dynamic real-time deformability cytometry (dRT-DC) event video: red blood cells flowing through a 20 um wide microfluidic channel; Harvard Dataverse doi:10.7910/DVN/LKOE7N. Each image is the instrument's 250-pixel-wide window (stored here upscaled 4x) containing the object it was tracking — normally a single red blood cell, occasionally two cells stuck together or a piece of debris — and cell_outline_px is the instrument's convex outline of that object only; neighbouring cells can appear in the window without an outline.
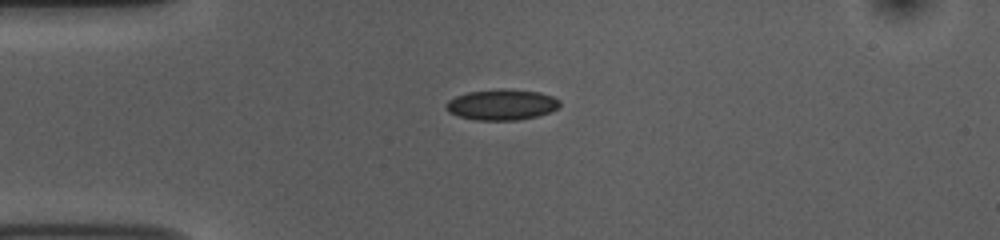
{"species": "common noctule bat (a hibernating species)", "species_latin": "Nyctalus noctula", "temperature_condition": "room temperature", "stored_images_in_passage": 41, "camera_frame_rate_fps": 3000, "um_per_image_px": 0.085, "animal": {"sex": "female", "body_mass_g": 10.0, "forearm_length_mm": 53.1}, "frame": {"image": 1, "passage_image": 1, "time_ms": 0.0, "image_size_px": [1000, 240], "cell_outline_px": [[560, 104], [556, 108], [548, 112], [536, 116], [516, 120], [476, 120], [460, 116], [448, 112], [444, 108], [444, 104], [448, 100], [456, 96], [468, 92], [504, 88], [540, 92], [552, 96], [560, 100]], "centroid_in_image_um": [42.61, 8.89], "position_along_channel_um": 42.4, "area_um2": 20.35}}
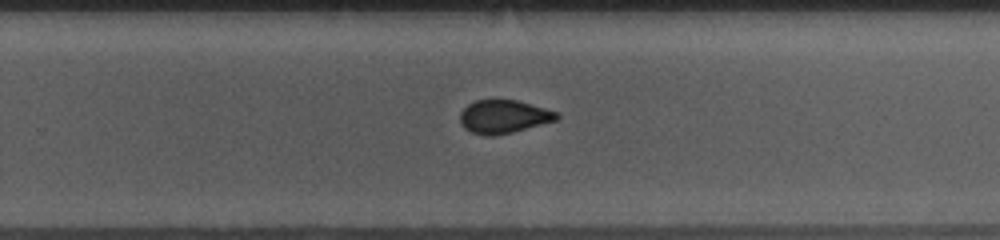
{"frame": {"image": 2, "passage_image": 22, "time_ms": 7.0, "image_size_px": [1000, 240], "cell_outline_px": [[560, 116], [556, 120], [512, 132], [496, 136], [488, 136], [472, 132], [464, 128], [460, 120], [460, 112], [468, 104], [476, 100], [516, 100], [544, 108], [556, 112]], "centroid_in_image_um": [42.78, 9.92], "position_along_channel_um": 287.0, "area_um2": 18.5}}
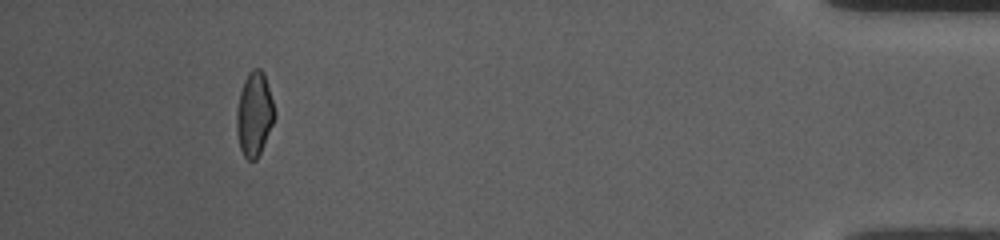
{"frame": {"image": 3, "passage_image": 37, "time_ms": 12.0, "image_size_px": [1000, 240], "cell_outline_px": [[276, 116], [260, 152], [256, 160], [248, 160], [244, 156], [240, 148], [236, 132], [236, 112], [240, 92], [244, 80], [248, 72], [252, 68], [260, 68], [264, 72], [276, 112]], "centroid_in_image_um": [21.61, 9.67], "position_along_channel_um": 413.6, "area_um2": 18.67}, "authors_computed_cell_mechanics": {"area_um2": 19.2474, "velocity_mm_per_s": 3.7934, "shape_relaxation_time_tau1_ms": 6.3295, "shape_relaxation_time_tau2_ms": 1.3957, "deformation_change_tau1": 0.1173, "deformation_change_tau2": 0.0744}}